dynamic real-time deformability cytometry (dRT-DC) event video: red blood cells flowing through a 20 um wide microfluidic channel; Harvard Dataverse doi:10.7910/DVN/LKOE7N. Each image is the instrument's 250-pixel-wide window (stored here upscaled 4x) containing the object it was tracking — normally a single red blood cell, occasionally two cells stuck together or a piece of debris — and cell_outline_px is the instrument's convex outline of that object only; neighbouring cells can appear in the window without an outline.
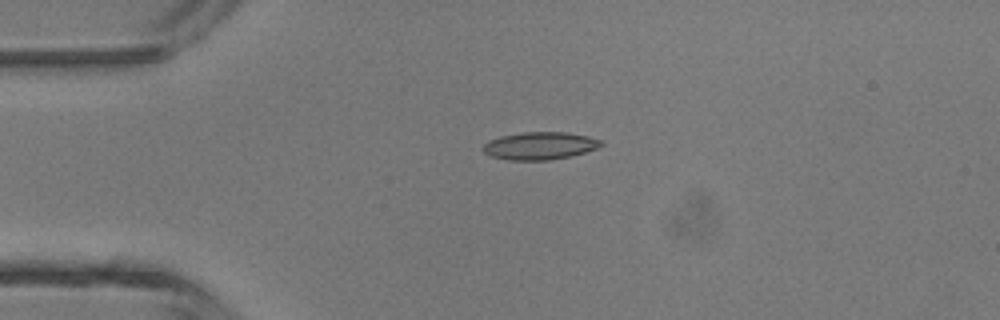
{"species": "common noctule bat (a hibernating species)", "species_latin": "Nyctalus noctula", "temperature_condition": "room temperature", "stored_images_in_passage": 7, "camera_frame_rate_fps": 3000, "um_per_image_px": 0.085, "animal": {"sex": "male", "body_mass_g": 13.3}, "frame": {"image": 1, "passage_image": 1, "time_ms": 0.0, "image_size_px": [1000, 320], "cell_outline_px": [[604, 144], [596, 148], [572, 156], [548, 160], [508, 160], [492, 156], [484, 152], [484, 144], [488, 140], [500, 136], [524, 132], [568, 132], [588, 136], [600, 140]], "centroid_in_image_um": [45.89, 12.38], "position_along_channel_um": 39.1, "area_um2": 18.9}}
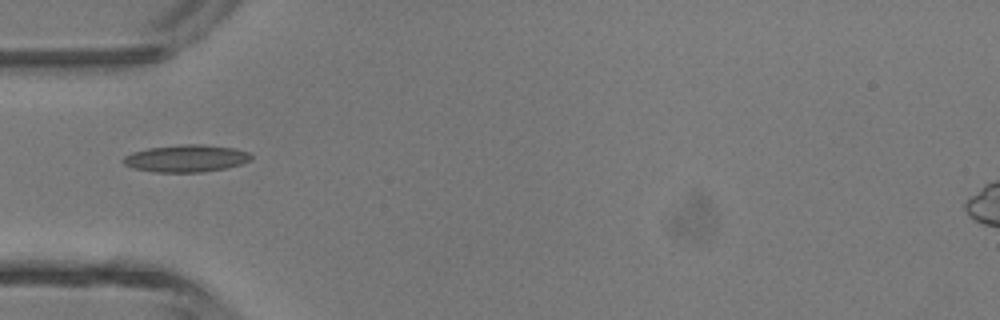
{"frame": {"image": 2, "passage_image": 5, "time_ms": 1.333, "image_size_px": [1000, 320], "cell_outline_px": [[252, 160], [240, 164], [224, 168], [200, 172], [156, 172], [136, 168], [124, 164], [120, 160], [124, 156], [132, 152], [148, 148], [184, 144], [200, 144], [232, 148], [248, 152], [252, 156]], "centroid_in_image_um": [15.8, 13.46], "position_along_channel_um": 69.2, "area_um2": 20.06}}
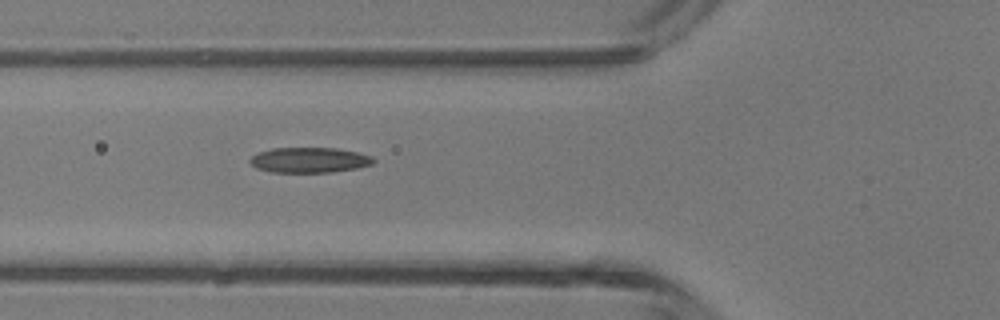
{"frame": {"image": 3, "passage_image": 7, "time_ms": 2.0, "image_size_px": [1000, 320], "cell_outline_px": [[376, 160], [372, 164], [356, 168], [332, 172], [272, 172], [256, 168], [248, 160], [256, 152], [272, 148], [336, 148], [356, 152], [372, 156]], "centroid_in_image_um": [26.27, 13.6], "position_along_channel_um": 99.5, "area_um2": 18.21}}